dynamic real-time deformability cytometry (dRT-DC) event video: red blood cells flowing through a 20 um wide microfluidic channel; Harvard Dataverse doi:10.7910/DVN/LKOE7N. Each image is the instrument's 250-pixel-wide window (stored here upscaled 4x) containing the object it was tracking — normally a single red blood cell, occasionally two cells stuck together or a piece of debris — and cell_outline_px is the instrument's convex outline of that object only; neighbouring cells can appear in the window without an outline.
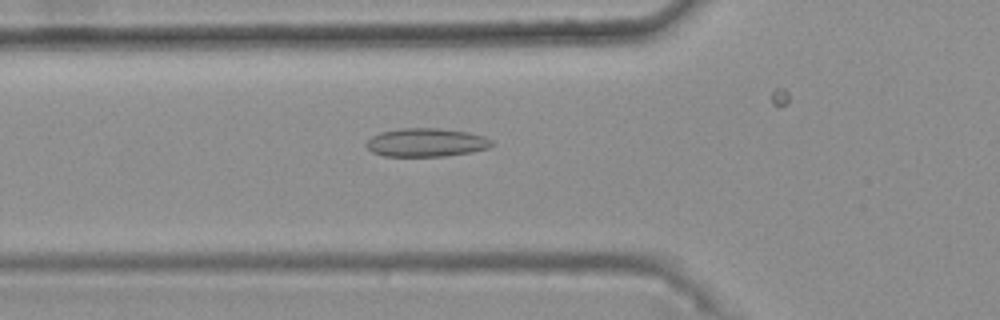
{"species": "common noctule bat (a hibernating species)", "species_latin": "Nyctalus noctula", "temperature_condition": "warm", "stored_images_in_passage": 49, "camera_frame_rate_fps": 3000, "um_per_image_px": 0.085, "animal": {"sex": "female", "body_mass_g": 25.1}, "frame": {"image": 1, "passage_image": 19, "time_ms": 6.0, "image_size_px": [1000, 320], "cell_outline_px": [[492, 144], [488, 148], [472, 152], [444, 156], [384, 156], [372, 152], [364, 144], [372, 136], [380, 132], [400, 128], [436, 128], [468, 132], [484, 136], [492, 140]], "centroid_in_image_um": [36.21, 12.11], "position_along_channel_um": 89.6, "area_um2": 20.81}}
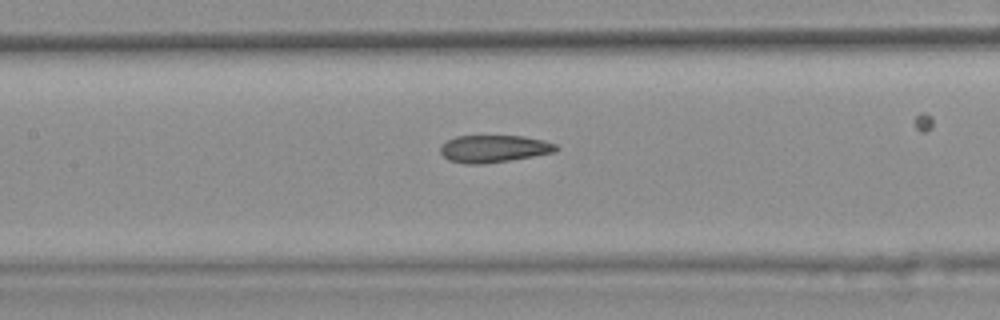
{"frame": {"image": 2, "passage_image": 25, "time_ms": 8.0, "image_size_px": [1000, 320], "cell_outline_px": [[560, 148], [556, 152], [484, 164], [464, 164], [448, 160], [440, 152], [440, 148], [448, 140], [456, 136], [524, 136], [544, 140], [556, 144]], "centroid_in_image_um": [42.0, 12.64], "position_along_channel_um": 165.4, "area_um2": 18.38}}
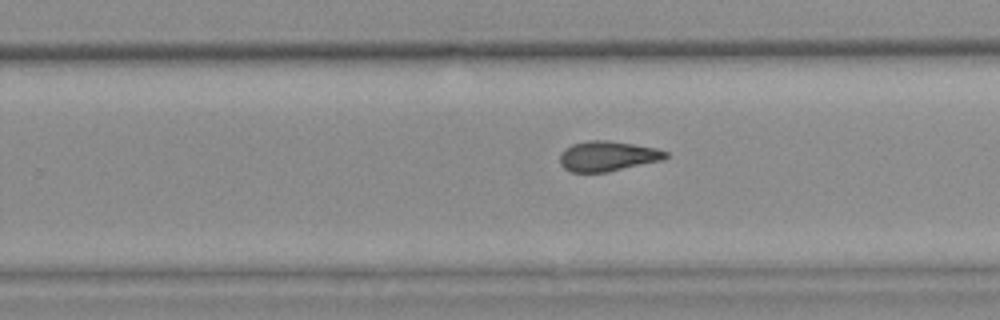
{"frame": {"image": 3, "passage_image": 34, "time_ms": 11.0, "image_size_px": [1000, 320], "cell_outline_px": [[668, 156], [664, 160], [608, 172], [572, 172], [564, 168], [560, 164], [560, 156], [564, 148], [572, 144], [588, 140], [608, 140], [656, 148], [668, 152]], "centroid_in_image_um": [51.65, 13.27], "position_along_channel_um": 278.1, "area_um2": 18.67}, "authors_computed_cell_mechanics": {"area_um2": 19.1318, "velocity_mm_per_s": 3.7672, "shape_relaxation_time_tau1_ms": null, "shape_relaxation_time_tau2_ms": 2.6027, "deformation_change_tau1": null, "deformation_change_tau2": 0.0959}}